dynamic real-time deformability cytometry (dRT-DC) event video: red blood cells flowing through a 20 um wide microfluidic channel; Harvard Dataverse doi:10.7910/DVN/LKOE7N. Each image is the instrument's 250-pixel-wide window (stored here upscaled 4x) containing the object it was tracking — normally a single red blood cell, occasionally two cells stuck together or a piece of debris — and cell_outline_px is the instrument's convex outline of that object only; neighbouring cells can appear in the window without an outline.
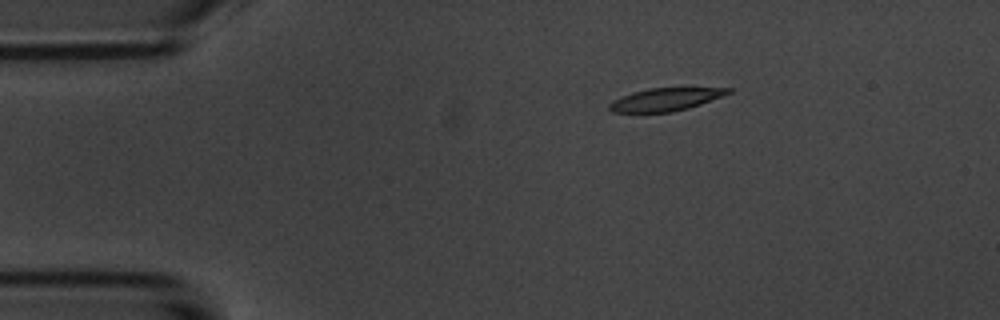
{"species": "common noctule bat (a hibernating species)", "species_latin": "Nyctalus noctula", "temperature_condition": "room temperature", "stored_images_in_passage": 4, "camera_frame_rate_fps": 3000, "um_per_image_px": 0.085, "animal": {"sex": "male", "body_mass_g": 20.1, "forearm_length_mm": 53.5}, "frame": {"image": 1, "passage_image": 1, "time_ms": 0.0, "image_size_px": [1000, 320], "cell_outline_px": [[732, 92], [724, 96], [688, 108], [672, 112], [612, 112], [608, 108], [608, 104], [612, 100], [620, 96], [632, 92], [648, 88], [732, 88]], "centroid_in_image_um": [56.54, 8.45], "position_along_channel_um": 28.5, "area_um2": 15.84}}
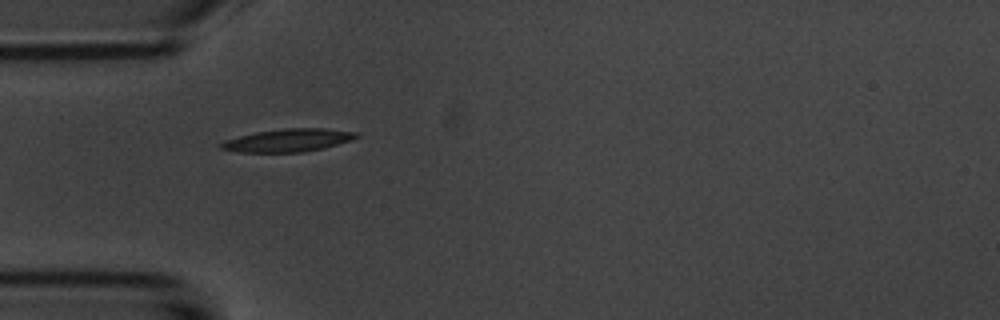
{"frame": {"image": 2, "passage_image": 3, "time_ms": 2.333, "image_size_px": [1000, 320], "cell_outline_px": [[360, 136], [352, 140], [324, 148], [304, 152], [240, 152], [220, 148], [216, 144], [224, 140], [256, 132], [284, 128], [324, 128], [360, 132]], "centroid_in_image_um": [24.52, 11.92], "position_along_channel_um": 60.5, "area_um2": 18.21}}
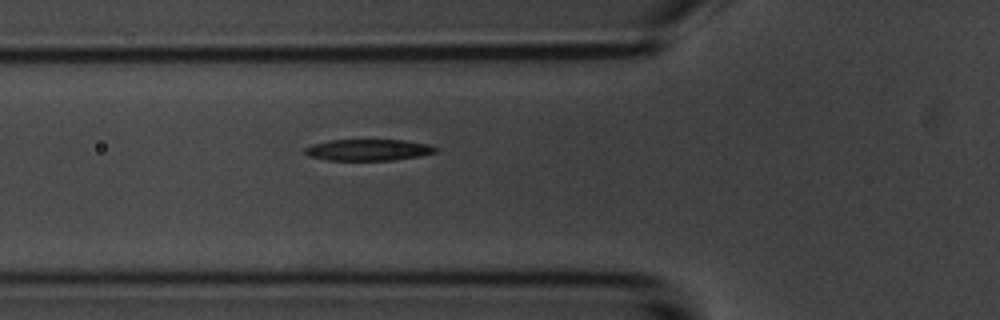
{"frame": {"image": 3, "passage_image": 4, "time_ms": 3.333, "image_size_px": [1000, 320], "cell_outline_px": [[440, 148], [436, 152], [420, 156], [392, 160], [328, 160], [308, 156], [304, 152], [304, 148], [312, 144], [328, 140], [404, 140], [428, 144]], "centroid_in_image_um": [31.31, 12.74], "position_along_channel_um": 94.5, "area_um2": 16.36}}